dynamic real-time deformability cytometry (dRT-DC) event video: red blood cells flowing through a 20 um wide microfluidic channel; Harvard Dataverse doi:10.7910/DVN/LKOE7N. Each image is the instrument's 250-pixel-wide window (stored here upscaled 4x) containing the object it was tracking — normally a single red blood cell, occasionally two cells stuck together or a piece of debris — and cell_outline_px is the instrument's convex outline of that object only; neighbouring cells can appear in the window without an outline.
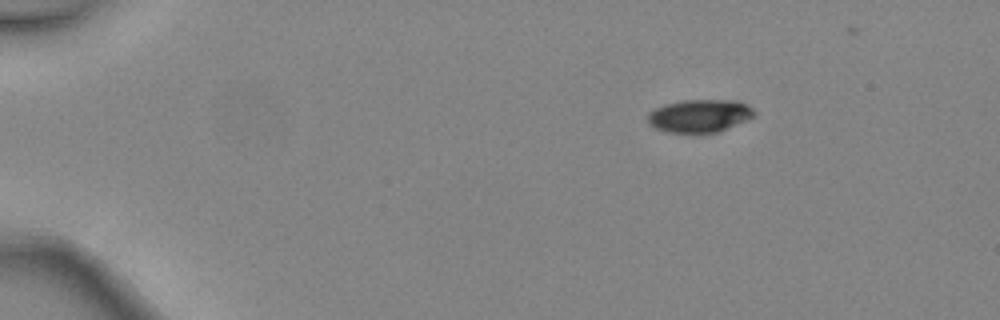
{"species": "common noctule bat (a hibernating species)", "species_latin": "Nyctalus noctula", "temperature_condition": "warm", "stored_images_in_passage": 4, "camera_frame_rate_fps": 3000, "um_per_image_px": 0.085, "animal": {"sex": "female", "body_mass_g": 24.6, "forearm_length_mm": 56.2}, "frame": {"image": 1, "passage_image": 1, "time_ms": 0.0, "image_size_px": [1000, 320], "cell_outline_px": [[756, 116], [748, 120], [720, 132], [668, 132], [656, 128], [648, 124], [648, 112], [664, 104], [684, 100], [740, 100], [748, 104], [756, 112]], "centroid_in_image_um": [59.52, 9.83], "position_along_channel_um": 25.5, "area_um2": 20.63}}